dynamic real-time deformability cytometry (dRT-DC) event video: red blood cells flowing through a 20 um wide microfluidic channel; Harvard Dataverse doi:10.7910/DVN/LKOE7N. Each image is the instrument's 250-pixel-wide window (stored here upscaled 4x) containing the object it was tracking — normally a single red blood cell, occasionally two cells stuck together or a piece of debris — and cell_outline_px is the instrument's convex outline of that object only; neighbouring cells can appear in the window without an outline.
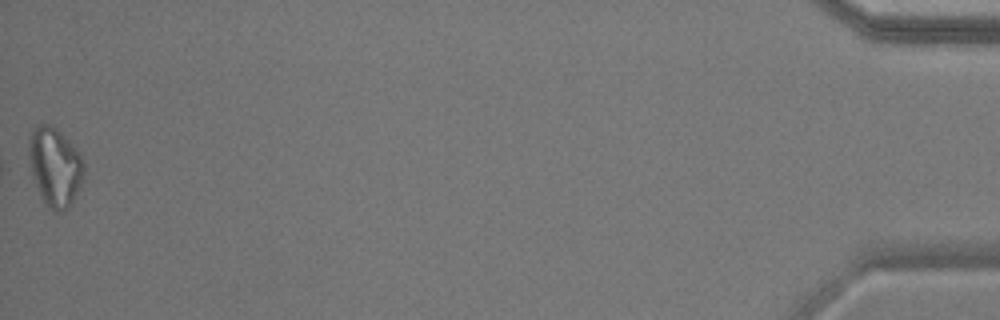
{"species": "common noctule bat (a hibernating species)", "species_latin": "Nyctalus noctula", "temperature_condition": "warm", "stored_images_in_passage": 39, "camera_frame_rate_fps": 3000, "um_per_image_px": 0.085, "animal": {"sex": "male", "body_mass_g": 17.9}, "frame": {"image": 1, "passage_image": 39, "time_ms": 12.667, "image_size_px": [1000, 320], "cell_outline_px": [[84, 180], [72, 204], [68, 208], [60, 212], [56, 212], [44, 200], [36, 184], [32, 172], [28, 148], [28, 140], [32, 128], [40, 124], [52, 124], [80, 152], [84, 164]], "centroid_in_image_um": [4.7, 14.14], "position_along_channel_um": 430.5, "area_um2": 25.2}, "authors_computed_cell_mechanics": {"area_um2": 15.317, "velocity_mm_per_s": 3.6897, "shape_relaxation_time_tau1_ms": null, "shape_relaxation_time_tau2_ms": 5.0829, "deformation_change_tau1": null, "deformation_change_tau2": 0.1563}}